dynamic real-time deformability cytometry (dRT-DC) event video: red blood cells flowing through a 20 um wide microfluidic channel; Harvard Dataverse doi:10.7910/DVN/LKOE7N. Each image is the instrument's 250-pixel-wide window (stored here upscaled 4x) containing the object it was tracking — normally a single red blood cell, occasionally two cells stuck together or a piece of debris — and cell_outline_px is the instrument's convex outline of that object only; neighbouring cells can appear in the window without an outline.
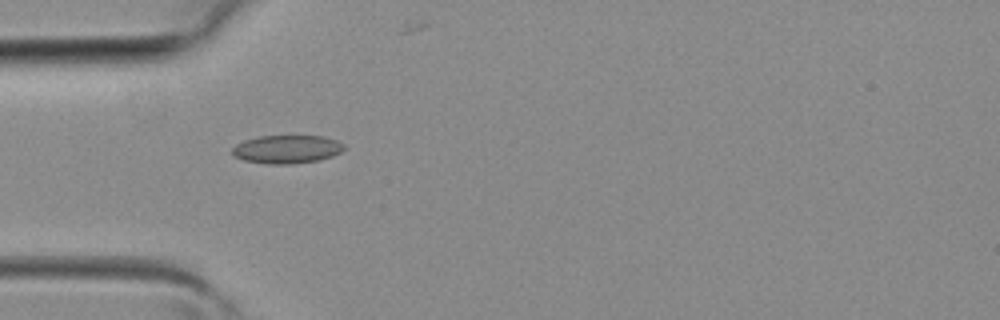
{"species": "common noctule bat (a hibernating species)", "species_latin": "Nyctalus noctula", "temperature_condition": "room temperature", "stored_images_in_passage": 5, "camera_frame_rate_fps": 3000, "um_per_image_px": 0.085, "animal": {"sex": "female", "body_mass_g": 19.3, "forearm_length_mm": 54.1}, "frame": {"image": 1, "passage_image": 4, "time_ms": 1.0, "image_size_px": [1000, 320], "cell_outline_px": [[344, 148], [340, 152], [332, 156], [320, 160], [292, 164], [268, 164], [244, 160], [232, 156], [232, 148], [236, 144], [244, 140], [260, 136], [324, 136], [336, 140], [344, 144]], "centroid_in_image_um": [24.37, 12.69], "position_along_channel_um": 60.6, "area_um2": 18.5}}
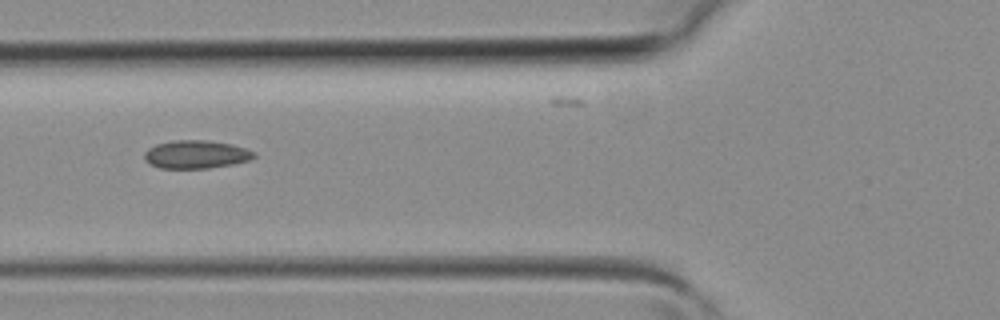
{"frame": {"image": 2, "passage_image": 5, "time_ms": 1.333, "image_size_px": [1000, 320], "cell_outline_px": [[256, 156], [248, 160], [232, 164], [208, 168], [160, 168], [148, 164], [144, 160], [144, 152], [148, 148], [156, 144], [176, 140], [204, 140], [228, 144], [244, 148], [256, 152]], "centroid_in_image_um": [16.61, 13.13], "position_along_channel_um": 109.2, "area_um2": 17.86}}